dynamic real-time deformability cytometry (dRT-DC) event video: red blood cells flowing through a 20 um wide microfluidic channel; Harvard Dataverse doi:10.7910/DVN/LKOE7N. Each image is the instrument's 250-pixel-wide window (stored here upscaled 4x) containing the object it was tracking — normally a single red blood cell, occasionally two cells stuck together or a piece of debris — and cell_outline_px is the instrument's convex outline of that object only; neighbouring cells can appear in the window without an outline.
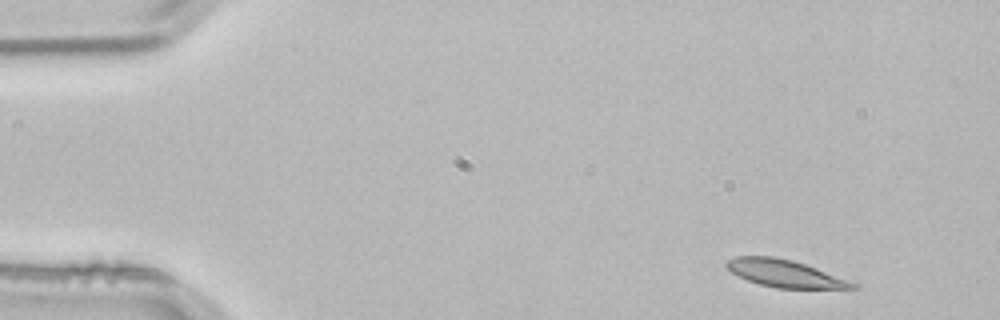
{"species": "common noctule bat (a hibernating species)", "species_latin": "Nyctalus noctula", "temperature_condition": "room temperature", "stored_images_in_passage": 3, "camera_frame_rate_fps": 3000, "um_per_image_px": 0.085, "animal": {"sex": "male", "body_mass_g": 21.5, "forearm_length_mm": 52.0}, "frame": {"image": 1, "passage_image": 1, "time_ms": 0.0, "image_size_px": [1000, 320], "cell_outline_px": [[860, 288], [776, 288], [760, 284], [748, 280], [732, 272], [724, 264], [724, 260], [736, 256], [772, 256], [792, 260], [816, 268], [856, 284]], "centroid_in_image_um": [66.63, 23.23], "position_along_channel_um": 18.4, "area_um2": 19.65}}